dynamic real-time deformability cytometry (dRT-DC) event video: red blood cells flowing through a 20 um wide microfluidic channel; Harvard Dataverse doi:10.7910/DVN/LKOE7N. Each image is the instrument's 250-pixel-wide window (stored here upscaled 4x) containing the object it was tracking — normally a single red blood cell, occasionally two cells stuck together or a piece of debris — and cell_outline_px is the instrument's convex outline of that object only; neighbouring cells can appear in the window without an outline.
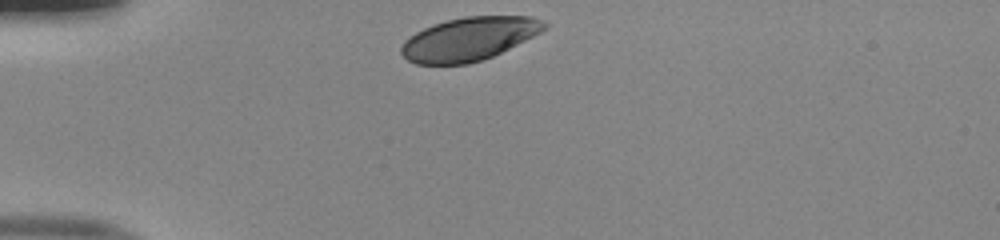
{"species": "human", "species_latin": "Homo sapiens", "temperature_condition": "room temperature", "stored_images_in_passage": 30, "camera_frame_rate_fps": 3000, "um_per_image_px": 0.085, "donor": {"sex": "male"}, "frame": {"image": 1, "passage_image": 1, "time_ms": 0.0, "image_size_px": [1000, 240], "cell_outline_px": [[548, 28], [484, 60], [468, 64], [416, 64], [408, 60], [400, 52], [400, 48], [404, 40], [416, 32], [424, 28], [448, 20], [464, 16], [532, 16], [548, 24]], "centroid_in_image_um": [39.85, 3.31], "position_along_channel_um": 45.2, "area_um2": 35.84}}
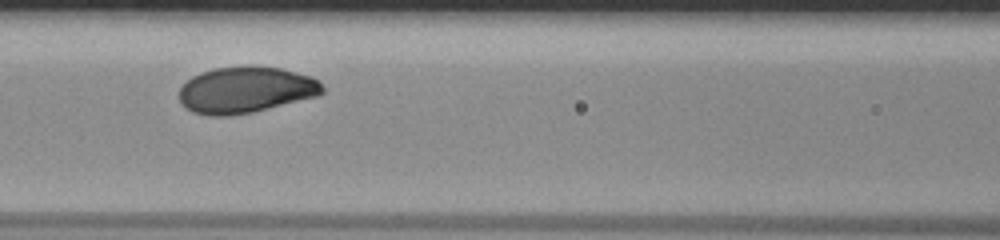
{"frame": {"image": 2, "passage_image": 11, "time_ms": 3.333, "image_size_px": [1000, 240], "cell_outline_px": [[324, 92], [320, 96], [252, 112], [228, 116], [208, 116], [192, 112], [184, 108], [180, 104], [180, 88], [192, 76], [200, 72], [216, 68], [280, 68], [312, 76], [320, 80], [324, 88]], "centroid_in_image_um": [20.9, 7.68], "position_along_channel_um": 145.7, "area_um2": 38.44}}
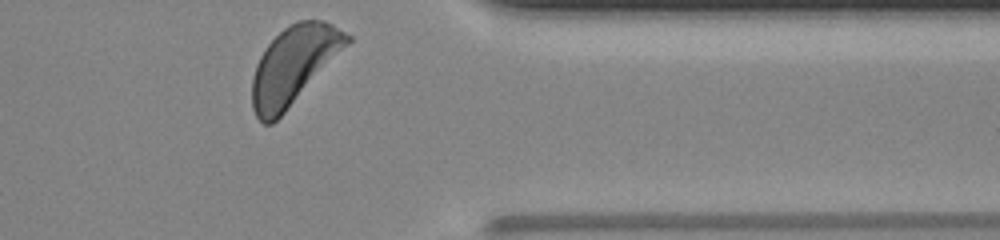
{"frame": {"image": 3, "passage_image": 30, "time_ms": 9.667, "image_size_px": [1000, 240], "cell_outline_px": [[352, 40], [284, 112], [272, 124], [264, 124], [256, 116], [252, 108], [252, 76], [256, 64], [260, 56], [268, 44], [288, 24], [300, 20], [324, 20], [332, 24], [352, 36]], "centroid_in_image_um": [24.94, 5.53], "position_along_channel_um": 386.5, "area_um2": 42.37}, "authors_computed_cell_mechanics": {"area_um2": 39.0728, "velocity_mm_per_s": 3.9428, "shape_relaxation_time_tau1_ms": 1.9032, "shape_relaxation_time_tau2_ms": null, "deformation_change_tau1": 0.1158, "deformation_change_tau2": null}}